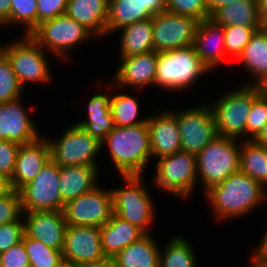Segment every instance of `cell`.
<instances>
[{
	"mask_svg": "<svg viewBox=\"0 0 267 267\" xmlns=\"http://www.w3.org/2000/svg\"><path fill=\"white\" fill-rule=\"evenodd\" d=\"M204 194L215 211V219L219 221L246 216L267 199V189L241 170L235 171Z\"/></svg>",
	"mask_w": 267,
	"mask_h": 267,
	"instance_id": "1",
	"label": "cell"
},
{
	"mask_svg": "<svg viewBox=\"0 0 267 267\" xmlns=\"http://www.w3.org/2000/svg\"><path fill=\"white\" fill-rule=\"evenodd\" d=\"M106 146L118 173L122 176L142 175L152 158L148 124L115 126L101 142Z\"/></svg>",
	"mask_w": 267,
	"mask_h": 267,
	"instance_id": "2",
	"label": "cell"
},
{
	"mask_svg": "<svg viewBox=\"0 0 267 267\" xmlns=\"http://www.w3.org/2000/svg\"><path fill=\"white\" fill-rule=\"evenodd\" d=\"M207 72L193 45L158 52L154 86L170 91L186 90Z\"/></svg>",
	"mask_w": 267,
	"mask_h": 267,
	"instance_id": "3",
	"label": "cell"
},
{
	"mask_svg": "<svg viewBox=\"0 0 267 267\" xmlns=\"http://www.w3.org/2000/svg\"><path fill=\"white\" fill-rule=\"evenodd\" d=\"M196 157L197 178L203 185L204 194L239 170L240 144L237 139L217 135Z\"/></svg>",
	"mask_w": 267,
	"mask_h": 267,
	"instance_id": "4",
	"label": "cell"
},
{
	"mask_svg": "<svg viewBox=\"0 0 267 267\" xmlns=\"http://www.w3.org/2000/svg\"><path fill=\"white\" fill-rule=\"evenodd\" d=\"M142 175L122 176L126 186L111 190L114 214L149 234V227L156 217L149 190L143 184ZM155 212V213H154Z\"/></svg>",
	"mask_w": 267,
	"mask_h": 267,
	"instance_id": "5",
	"label": "cell"
},
{
	"mask_svg": "<svg viewBox=\"0 0 267 267\" xmlns=\"http://www.w3.org/2000/svg\"><path fill=\"white\" fill-rule=\"evenodd\" d=\"M257 86L240 85L239 88L220 96L210 105L217 133L239 140L246 137V123L253 100L259 95Z\"/></svg>",
	"mask_w": 267,
	"mask_h": 267,
	"instance_id": "6",
	"label": "cell"
},
{
	"mask_svg": "<svg viewBox=\"0 0 267 267\" xmlns=\"http://www.w3.org/2000/svg\"><path fill=\"white\" fill-rule=\"evenodd\" d=\"M156 162L154 185L175 197L189 198L198 182L196 155L178 151Z\"/></svg>",
	"mask_w": 267,
	"mask_h": 267,
	"instance_id": "7",
	"label": "cell"
},
{
	"mask_svg": "<svg viewBox=\"0 0 267 267\" xmlns=\"http://www.w3.org/2000/svg\"><path fill=\"white\" fill-rule=\"evenodd\" d=\"M30 36L45 51L56 57L67 58L68 51L90 37H96L84 25L68 16L66 13L51 20L42 22Z\"/></svg>",
	"mask_w": 267,
	"mask_h": 267,
	"instance_id": "8",
	"label": "cell"
},
{
	"mask_svg": "<svg viewBox=\"0 0 267 267\" xmlns=\"http://www.w3.org/2000/svg\"><path fill=\"white\" fill-rule=\"evenodd\" d=\"M23 38L6 43L4 52L18 82L23 89L28 82L49 83L52 74L46 51L30 35Z\"/></svg>",
	"mask_w": 267,
	"mask_h": 267,
	"instance_id": "9",
	"label": "cell"
},
{
	"mask_svg": "<svg viewBox=\"0 0 267 267\" xmlns=\"http://www.w3.org/2000/svg\"><path fill=\"white\" fill-rule=\"evenodd\" d=\"M50 158L60 167L87 165L98 167L101 142L76 124L69 126L58 140L47 139Z\"/></svg>",
	"mask_w": 267,
	"mask_h": 267,
	"instance_id": "10",
	"label": "cell"
},
{
	"mask_svg": "<svg viewBox=\"0 0 267 267\" xmlns=\"http://www.w3.org/2000/svg\"><path fill=\"white\" fill-rule=\"evenodd\" d=\"M59 178L60 166L50 158L35 178L18 190L22 212L63 211Z\"/></svg>",
	"mask_w": 267,
	"mask_h": 267,
	"instance_id": "11",
	"label": "cell"
},
{
	"mask_svg": "<svg viewBox=\"0 0 267 267\" xmlns=\"http://www.w3.org/2000/svg\"><path fill=\"white\" fill-rule=\"evenodd\" d=\"M63 213L67 225L101 227L114 214L111 190L96 186L68 201Z\"/></svg>",
	"mask_w": 267,
	"mask_h": 267,
	"instance_id": "12",
	"label": "cell"
},
{
	"mask_svg": "<svg viewBox=\"0 0 267 267\" xmlns=\"http://www.w3.org/2000/svg\"><path fill=\"white\" fill-rule=\"evenodd\" d=\"M192 107L172 112L177 117L181 151L197 155L218 133L210 105Z\"/></svg>",
	"mask_w": 267,
	"mask_h": 267,
	"instance_id": "13",
	"label": "cell"
},
{
	"mask_svg": "<svg viewBox=\"0 0 267 267\" xmlns=\"http://www.w3.org/2000/svg\"><path fill=\"white\" fill-rule=\"evenodd\" d=\"M199 20L191 16L164 11L152 17L155 52L193 45Z\"/></svg>",
	"mask_w": 267,
	"mask_h": 267,
	"instance_id": "14",
	"label": "cell"
},
{
	"mask_svg": "<svg viewBox=\"0 0 267 267\" xmlns=\"http://www.w3.org/2000/svg\"><path fill=\"white\" fill-rule=\"evenodd\" d=\"M64 263L86 267L106 258L102 250L100 227L67 225Z\"/></svg>",
	"mask_w": 267,
	"mask_h": 267,
	"instance_id": "15",
	"label": "cell"
},
{
	"mask_svg": "<svg viewBox=\"0 0 267 267\" xmlns=\"http://www.w3.org/2000/svg\"><path fill=\"white\" fill-rule=\"evenodd\" d=\"M21 103L23 104L21 97L0 103V140L22 145L34 142L40 137L34 120L29 116L32 107L25 109Z\"/></svg>",
	"mask_w": 267,
	"mask_h": 267,
	"instance_id": "16",
	"label": "cell"
},
{
	"mask_svg": "<svg viewBox=\"0 0 267 267\" xmlns=\"http://www.w3.org/2000/svg\"><path fill=\"white\" fill-rule=\"evenodd\" d=\"M24 233L48 247L63 251L67 223L63 211L23 212Z\"/></svg>",
	"mask_w": 267,
	"mask_h": 267,
	"instance_id": "17",
	"label": "cell"
},
{
	"mask_svg": "<svg viewBox=\"0 0 267 267\" xmlns=\"http://www.w3.org/2000/svg\"><path fill=\"white\" fill-rule=\"evenodd\" d=\"M166 11V0H109L107 35Z\"/></svg>",
	"mask_w": 267,
	"mask_h": 267,
	"instance_id": "18",
	"label": "cell"
},
{
	"mask_svg": "<svg viewBox=\"0 0 267 267\" xmlns=\"http://www.w3.org/2000/svg\"><path fill=\"white\" fill-rule=\"evenodd\" d=\"M193 47L201 63L209 71H213L227 57L224 27L210 18L199 21Z\"/></svg>",
	"mask_w": 267,
	"mask_h": 267,
	"instance_id": "19",
	"label": "cell"
},
{
	"mask_svg": "<svg viewBox=\"0 0 267 267\" xmlns=\"http://www.w3.org/2000/svg\"><path fill=\"white\" fill-rule=\"evenodd\" d=\"M152 157L161 158L181 151L177 117L164 111L147 119Z\"/></svg>",
	"mask_w": 267,
	"mask_h": 267,
	"instance_id": "20",
	"label": "cell"
},
{
	"mask_svg": "<svg viewBox=\"0 0 267 267\" xmlns=\"http://www.w3.org/2000/svg\"><path fill=\"white\" fill-rule=\"evenodd\" d=\"M49 159V143L41 136L34 142L20 145L16 155L15 169L10 178L13 189L18 191L32 181Z\"/></svg>",
	"mask_w": 267,
	"mask_h": 267,
	"instance_id": "21",
	"label": "cell"
},
{
	"mask_svg": "<svg viewBox=\"0 0 267 267\" xmlns=\"http://www.w3.org/2000/svg\"><path fill=\"white\" fill-rule=\"evenodd\" d=\"M157 52L121 58V65L113 77L115 86L142 87L155 85ZM123 85V86H122Z\"/></svg>",
	"mask_w": 267,
	"mask_h": 267,
	"instance_id": "22",
	"label": "cell"
},
{
	"mask_svg": "<svg viewBox=\"0 0 267 267\" xmlns=\"http://www.w3.org/2000/svg\"><path fill=\"white\" fill-rule=\"evenodd\" d=\"M99 168L87 165L60 167L58 188L64 205L99 184Z\"/></svg>",
	"mask_w": 267,
	"mask_h": 267,
	"instance_id": "23",
	"label": "cell"
},
{
	"mask_svg": "<svg viewBox=\"0 0 267 267\" xmlns=\"http://www.w3.org/2000/svg\"><path fill=\"white\" fill-rule=\"evenodd\" d=\"M109 0H68L66 14L96 37L107 35Z\"/></svg>",
	"mask_w": 267,
	"mask_h": 267,
	"instance_id": "24",
	"label": "cell"
},
{
	"mask_svg": "<svg viewBox=\"0 0 267 267\" xmlns=\"http://www.w3.org/2000/svg\"><path fill=\"white\" fill-rule=\"evenodd\" d=\"M100 233L103 253L110 258L144 235L138 227L115 214L100 227Z\"/></svg>",
	"mask_w": 267,
	"mask_h": 267,
	"instance_id": "25",
	"label": "cell"
},
{
	"mask_svg": "<svg viewBox=\"0 0 267 267\" xmlns=\"http://www.w3.org/2000/svg\"><path fill=\"white\" fill-rule=\"evenodd\" d=\"M111 98L112 95H107L106 93L93 95L88 101L87 118L75 123L79 128L84 129L100 142L115 127L110 111Z\"/></svg>",
	"mask_w": 267,
	"mask_h": 267,
	"instance_id": "26",
	"label": "cell"
},
{
	"mask_svg": "<svg viewBox=\"0 0 267 267\" xmlns=\"http://www.w3.org/2000/svg\"><path fill=\"white\" fill-rule=\"evenodd\" d=\"M158 247L151 233L144 234L117 253L113 259L119 267H159Z\"/></svg>",
	"mask_w": 267,
	"mask_h": 267,
	"instance_id": "27",
	"label": "cell"
},
{
	"mask_svg": "<svg viewBox=\"0 0 267 267\" xmlns=\"http://www.w3.org/2000/svg\"><path fill=\"white\" fill-rule=\"evenodd\" d=\"M216 24L223 27L245 26L262 28L258 0H239L217 9L211 16Z\"/></svg>",
	"mask_w": 267,
	"mask_h": 267,
	"instance_id": "28",
	"label": "cell"
},
{
	"mask_svg": "<svg viewBox=\"0 0 267 267\" xmlns=\"http://www.w3.org/2000/svg\"><path fill=\"white\" fill-rule=\"evenodd\" d=\"M121 31L120 58L154 51L152 18L124 26Z\"/></svg>",
	"mask_w": 267,
	"mask_h": 267,
	"instance_id": "29",
	"label": "cell"
},
{
	"mask_svg": "<svg viewBox=\"0 0 267 267\" xmlns=\"http://www.w3.org/2000/svg\"><path fill=\"white\" fill-rule=\"evenodd\" d=\"M246 71L250 72L254 81L244 85L256 86L267 75V29L261 28L252 36L250 42L237 59Z\"/></svg>",
	"mask_w": 267,
	"mask_h": 267,
	"instance_id": "30",
	"label": "cell"
},
{
	"mask_svg": "<svg viewBox=\"0 0 267 267\" xmlns=\"http://www.w3.org/2000/svg\"><path fill=\"white\" fill-rule=\"evenodd\" d=\"M240 141L239 170L267 187V147L254 140Z\"/></svg>",
	"mask_w": 267,
	"mask_h": 267,
	"instance_id": "31",
	"label": "cell"
},
{
	"mask_svg": "<svg viewBox=\"0 0 267 267\" xmlns=\"http://www.w3.org/2000/svg\"><path fill=\"white\" fill-rule=\"evenodd\" d=\"M189 241L174 235L159 253V267H197V255Z\"/></svg>",
	"mask_w": 267,
	"mask_h": 267,
	"instance_id": "32",
	"label": "cell"
},
{
	"mask_svg": "<svg viewBox=\"0 0 267 267\" xmlns=\"http://www.w3.org/2000/svg\"><path fill=\"white\" fill-rule=\"evenodd\" d=\"M137 98L126 92L114 94L111 98L110 111L113 116L114 126L127 127L140 125L147 122L148 118H137L139 104ZM137 118V119H136Z\"/></svg>",
	"mask_w": 267,
	"mask_h": 267,
	"instance_id": "33",
	"label": "cell"
},
{
	"mask_svg": "<svg viewBox=\"0 0 267 267\" xmlns=\"http://www.w3.org/2000/svg\"><path fill=\"white\" fill-rule=\"evenodd\" d=\"M22 242L29 258L30 267H61L64 264L62 251L48 247L41 241L28 237L25 233Z\"/></svg>",
	"mask_w": 267,
	"mask_h": 267,
	"instance_id": "34",
	"label": "cell"
},
{
	"mask_svg": "<svg viewBox=\"0 0 267 267\" xmlns=\"http://www.w3.org/2000/svg\"><path fill=\"white\" fill-rule=\"evenodd\" d=\"M11 24L25 26L24 35L37 28V0H11Z\"/></svg>",
	"mask_w": 267,
	"mask_h": 267,
	"instance_id": "35",
	"label": "cell"
},
{
	"mask_svg": "<svg viewBox=\"0 0 267 267\" xmlns=\"http://www.w3.org/2000/svg\"><path fill=\"white\" fill-rule=\"evenodd\" d=\"M260 29L245 26L224 27L226 55L237 60L252 36Z\"/></svg>",
	"mask_w": 267,
	"mask_h": 267,
	"instance_id": "36",
	"label": "cell"
},
{
	"mask_svg": "<svg viewBox=\"0 0 267 267\" xmlns=\"http://www.w3.org/2000/svg\"><path fill=\"white\" fill-rule=\"evenodd\" d=\"M23 91L8 58L4 55L0 58V103L22 97Z\"/></svg>",
	"mask_w": 267,
	"mask_h": 267,
	"instance_id": "37",
	"label": "cell"
},
{
	"mask_svg": "<svg viewBox=\"0 0 267 267\" xmlns=\"http://www.w3.org/2000/svg\"><path fill=\"white\" fill-rule=\"evenodd\" d=\"M267 123V97L259 94L252 102L246 123V140H254ZM250 136V137H249Z\"/></svg>",
	"mask_w": 267,
	"mask_h": 267,
	"instance_id": "38",
	"label": "cell"
},
{
	"mask_svg": "<svg viewBox=\"0 0 267 267\" xmlns=\"http://www.w3.org/2000/svg\"><path fill=\"white\" fill-rule=\"evenodd\" d=\"M166 11L191 16L199 21L210 18L208 0H166Z\"/></svg>",
	"mask_w": 267,
	"mask_h": 267,
	"instance_id": "39",
	"label": "cell"
},
{
	"mask_svg": "<svg viewBox=\"0 0 267 267\" xmlns=\"http://www.w3.org/2000/svg\"><path fill=\"white\" fill-rule=\"evenodd\" d=\"M19 192L13 190L10 194L0 197V225L17 221L22 215Z\"/></svg>",
	"mask_w": 267,
	"mask_h": 267,
	"instance_id": "40",
	"label": "cell"
},
{
	"mask_svg": "<svg viewBox=\"0 0 267 267\" xmlns=\"http://www.w3.org/2000/svg\"><path fill=\"white\" fill-rule=\"evenodd\" d=\"M0 225V253L20 243L24 235V220Z\"/></svg>",
	"mask_w": 267,
	"mask_h": 267,
	"instance_id": "41",
	"label": "cell"
},
{
	"mask_svg": "<svg viewBox=\"0 0 267 267\" xmlns=\"http://www.w3.org/2000/svg\"><path fill=\"white\" fill-rule=\"evenodd\" d=\"M68 0H37V26L66 13Z\"/></svg>",
	"mask_w": 267,
	"mask_h": 267,
	"instance_id": "42",
	"label": "cell"
},
{
	"mask_svg": "<svg viewBox=\"0 0 267 267\" xmlns=\"http://www.w3.org/2000/svg\"><path fill=\"white\" fill-rule=\"evenodd\" d=\"M19 147L20 145L15 142L0 140V172L10 178L15 169L16 155Z\"/></svg>",
	"mask_w": 267,
	"mask_h": 267,
	"instance_id": "43",
	"label": "cell"
},
{
	"mask_svg": "<svg viewBox=\"0 0 267 267\" xmlns=\"http://www.w3.org/2000/svg\"><path fill=\"white\" fill-rule=\"evenodd\" d=\"M2 267H30L29 258L23 242L0 253Z\"/></svg>",
	"mask_w": 267,
	"mask_h": 267,
	"instance_id": "44",
	"label": "cell"
},
{
	"mask_svg": "<svg viewBox=\"0 0 267 267\" xmlns=\"http://www.w3.org/2000/svg\"><path fill=\"white\" fill-rule=\"evenodd\" d=\"M251 262L246 267H262L267 262V228L256 251L252 254Z\"/></svg>",
	"mask_w": 267,
	"mask_h": 267,
	"instance_id": "45",
	"label": "cell"
},
{
	"mask_svg": "<svg viewBox=\"0 0 267 267\" xmlns=\"http://www.w3.org/2000/svg\"><path fill=\"white\" fill-rule=\"evenodd\" d=\"M11 0H0V26L11 25Z\"/></svg>",
	"mask_w": 267,
	"mask_h": 267,
	"instance_id": "46",
	"label": "cell"
},
{
	"mask_svg": "<svg viewBox=\"0 0 267 267\" xmlns=\"http://www.w3.org/2000/svg\"><path fill=\"white\" fill-rule=\"evenodd\" d=\"M13 190L10 177L0 172V197L10 194Z\"/></svg>",
	"mask_w": 267,
	"mask_h": 267,
	"instance_id": "47",
	"label": "cell"
},
{
	"mask_svg": "<svg viewBox=\"0 0 267 267\" xmlns=\"http://www.w3.org/2000/svg\"><path fill=\"white\" fill-rule=\"evenodd\" d=\"M239 0H208V13L210 16L219 8Z\"/></svg>",
	"mask_w": 267,
	"mask_h": 267,
	"instance_id": "48",
	"label": "cell"
},
{
	"mask_svg": "<svg viewBox=\"0 0 267 267\" xmlns=\"http://www.w3.org/2000/svg\"><path fill=\"white\" fill-rule=\"evenodd\" d=\"M259 1V17L262 28H267V0Z\"/></svg>",
	"mask_w": 267,
	"mask_h": 267,
	"instance_id": "49",
	"label": "cell"
},
{
	"mask_svg": "<svg viewBox=\"0 0 267 267\" xmlns=\"http://www.w3.org/2000/svg\"><path fill=\"white\" fill-rule=\"evenodd\" d=\"M86 267H119L113 258L106 257L105 259L98 261L92 265Z\"/></svg>",
	"mask_w": 267,
	"mask_h": 267,
	"instance_id": "50",
	"label": "cell"
},
{
	"mask_svg": "<svg viewBox=\"0 0 267 267\" xmlns=\"http://www.w3.org/2000/svg\"><path fill=\"white\" fill-rule=\"evenodd\" d=\"M257 144L263 145L267 147V123L263 127V130L258 134V136L254 139Z\"/></svg>",
	"mask_w": 267,
	"mask_h": 267,
	"instance_id": "51",
	"label": "cell"
},
{
	"mask_svg": "<svg viewBox=\"0 0 267 267\" xmlns=\"http://www.w3.org/2000/svg\"><path fill=\"white\" fill-rule=\"evenodd\" d=\"M256 86L258 88H267V75Z\"/></svg>",
	"mask_w": 267,
	"mask_h": 267,
	"instance_id": "52",
	"label": "cell"
},
{
	"mask_svg": "<svg viewBox=\"0 0 267 267\" xmlns=\"http://www.w3.org/2000/svg\"><path fill=\"white\" fill-rule=\"evenodd\" d=\"M259 93L267 97V88H258Z\"/></svg>",
	"mask_w": 267,
	"mask_h": 267,
	"instance_id": "53",
	"label": "cell"
},
{
	"mask_svg": "<svg viewBox=\"0 0 267 267\" xmlns=\"http://www.w3.org/2000/svg\"><path fill=\"white\" fill-rule=\"evenodd\" d=\"M4 52H5V45L4 47L0 46V58L4 56Z\"/></svg>",
	"mask_w": 267,
	"mask_h": 267,
	"instance_id": "54",
	"label": "cell"
},
{
	"mask_svg": "<svg viewBox=\"0 0 267 267\" xmlns=\"http://www.w3.org/2000/svg\"><path fill=\"white\" fill-rule=\"evenodd\" d=\"M61 267H77V266H74V265H71V264H66V263H64Z\"/></svg>",
	"mask_w": 267,
	"mask_h": 267,
	"instance_id": "55",
	"label": "cell"
}]
</instances>
